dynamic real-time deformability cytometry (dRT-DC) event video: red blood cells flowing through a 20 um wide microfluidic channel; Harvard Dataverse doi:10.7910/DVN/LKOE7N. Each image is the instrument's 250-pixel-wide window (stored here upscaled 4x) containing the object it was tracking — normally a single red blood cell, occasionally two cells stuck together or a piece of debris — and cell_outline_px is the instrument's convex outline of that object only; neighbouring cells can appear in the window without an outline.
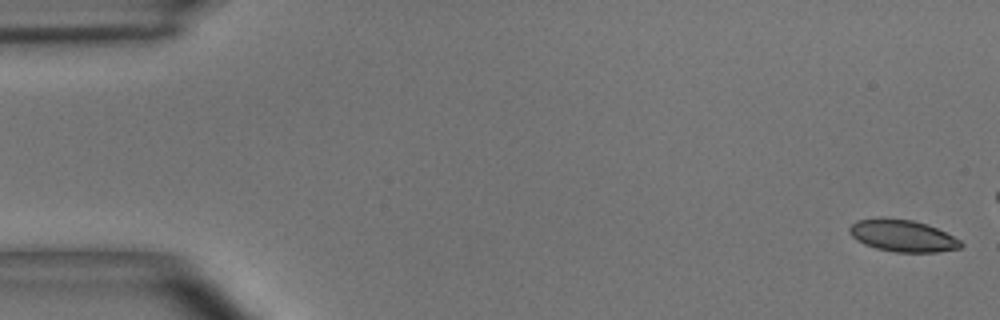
{"species": "common noctule bat (a hibernating species)", "species_latin": "Nyctalus noctula", "temperature_condition": "room temperature", "stored_images_in_passage": 16, "camera_frame_rate_fps": 3000, "um_per_image_px": 0.085, "animal": {"sex": "male", "body_mass_g": 15.6}, "frame": {"image": 1, "passage_image": 1, "time_ms": 0.0, "image_size_px": [1000, 320], "cell_outline_px": [[964, 244], [960, 248], [936, 252], [896, 252], [876, 248], [864, 244], [856, 240], [848, 232], [848, 228], [856, 220], [880, 216], [884, 216], [912, 220], [928, 224], [960, 240]], "centroid_in_image_um": [76.67, 20.01], "position_along_channel_um": 8.3, "area_um2": 20.98}}